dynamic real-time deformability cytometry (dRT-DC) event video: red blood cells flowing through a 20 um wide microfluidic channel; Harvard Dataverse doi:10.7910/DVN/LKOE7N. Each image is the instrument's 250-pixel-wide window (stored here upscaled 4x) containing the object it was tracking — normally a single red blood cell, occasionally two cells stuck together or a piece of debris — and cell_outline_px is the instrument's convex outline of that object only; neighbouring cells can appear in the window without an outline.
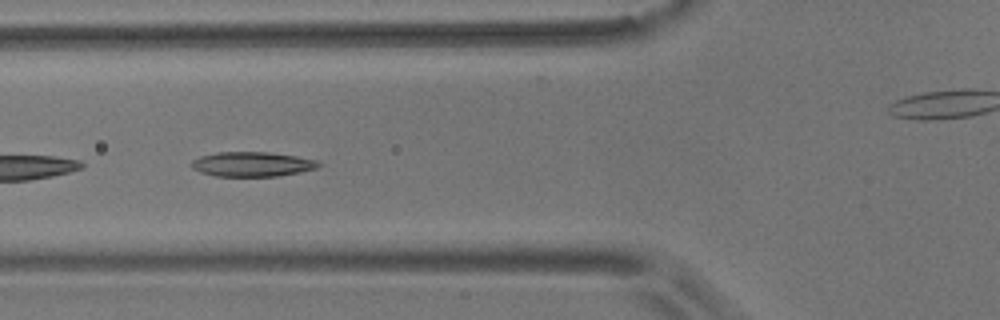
{"species": "common noctule bat (a hibernating species)", "species_latin": "Nyctalus noctula", "temperature_condition": "room temperature", "stored_images_in_passage": 23, "camera_frame_rate_fps": 3000, "um_per_image_px": 0.085, "animal": {"sex": "male", "body_mass_g": 17.9}, "frame": {"image": 1, "passage_image": 20, "time_ms": 6.333, "image_size_px": [1000, 320], "cell_outline_px": [[324, 164], [316, 168], [300, 172], [276, 176], [216, 176], [200, 172], [192, 168], [192, 160], [200, 156], [220, 152], [268, 152], [296, 156], [316, 160]], "centroid_in_image_um": [21.45, 13.95], "position_along_channel_um": 104.4, "area_um2": 18.21}}